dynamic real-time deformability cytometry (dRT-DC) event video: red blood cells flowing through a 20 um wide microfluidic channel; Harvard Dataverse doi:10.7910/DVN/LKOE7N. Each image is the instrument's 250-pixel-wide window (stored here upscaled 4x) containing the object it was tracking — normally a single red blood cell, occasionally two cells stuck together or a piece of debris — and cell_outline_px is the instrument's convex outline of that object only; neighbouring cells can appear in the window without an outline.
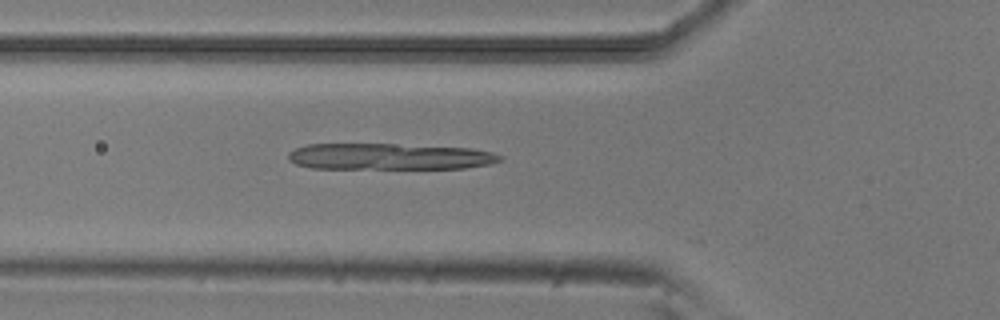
{"species": "common noctule bat (a hibernating species)", "species_latin": "Nyctalus noctula", "temperature_condition": "room temperature", "stored_images_in_passage": 26, "camera_frame_rate_fps": 3000, "um_per_image_px": 0.085, "animal": {"sex": "male", "body_mass_g": 20.5, "forearm_length_mm": 52.5}, "frame": {"image": 1, "passage_image": 16, "time_ms": 5.0, "image_size_px": [1000, 320], "cell_outline_px": [[504, 156], [500, 160], [488, 164], [464, 168], [312, 168], [296, 164], [288, 160], [288, 152], [296, 148], [308, 144], [392, 144], [472, 148], [492, 152]], "centroid_in_image_um": [33.08, 13.3], "position_along_channel_um": 92.7, "area_um2": 32.31}}
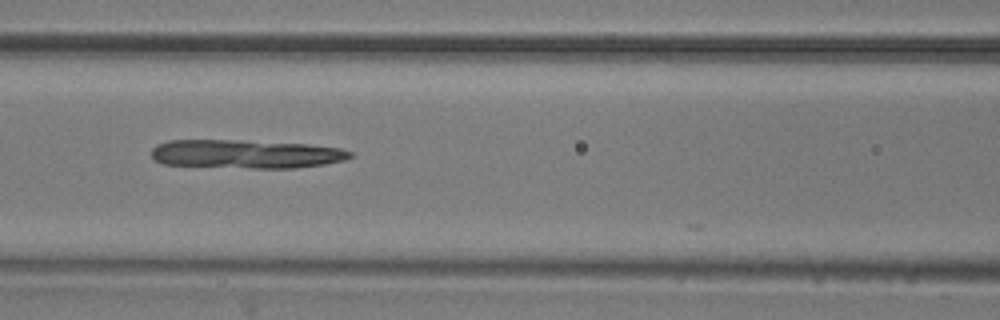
{"frame": {"image": 2, "passage_image": 20, "time_ms": 6.333, "image_size_px": [1000, 320], "cell_outline_px": [[352, 156], [344, 160], [324, 164], [296, 168], [248, 168], [164, 164], [152, 160], [152, 148], [156, 144], [168, 140], [240, 140], [308, 144], [340, 148], [352, 152]], "centroid_in_image_um": [20.87, 13.09], "position_along_channel_um": 145.7, "area_um2": 33.29}}
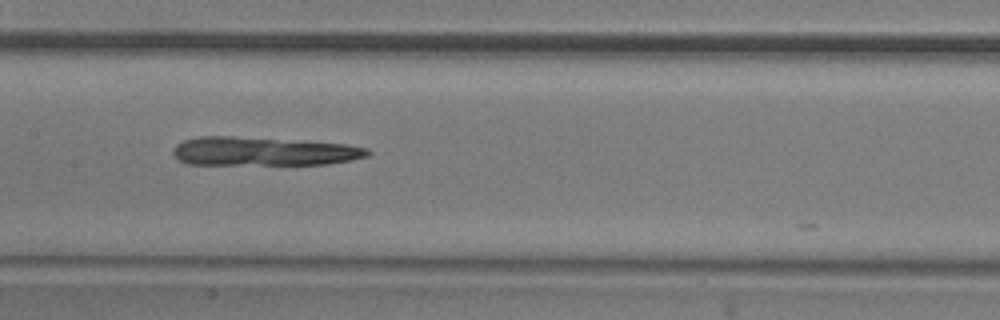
{"frame": {"image": 3, "passage_image": 23, "time_ms": 7.333, "image_size_px": [1000, 320], "cell_outline_px": [[372, 152], [368, 156], [352, 160], [328, 164], [188, 164], [180, 160], [172, 152], [176, 144], [184, 140], [200, 136], [232, 136], [348, 144], [368, 148]], "centroid_in_image_um": [22.43, 12.86], "position_along_channel_um": 185.0, "area_um2": 32.43}}